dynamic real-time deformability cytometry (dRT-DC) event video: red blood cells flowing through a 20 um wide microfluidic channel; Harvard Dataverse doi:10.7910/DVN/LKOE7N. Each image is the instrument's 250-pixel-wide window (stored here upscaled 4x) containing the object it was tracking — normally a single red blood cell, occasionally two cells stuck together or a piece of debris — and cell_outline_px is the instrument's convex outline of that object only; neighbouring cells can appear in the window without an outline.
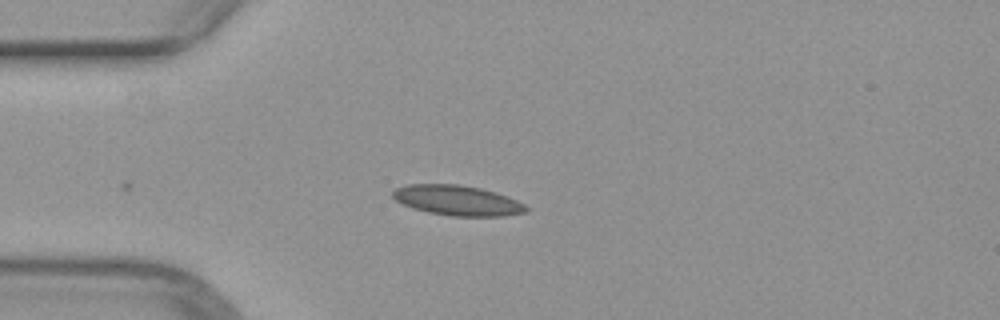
{"species": "common noctule bat (a hibernating species)", "species_latin": "Nyctalus noctula", "temperature_condition": "warm", "stored_images_in_passage": 21, "camera_frame_rate_fps": 3000, "um_per_image_px": 0.085, "animal": {"sex": "female", "body_mass_g": 29.2, "forearm_length_mm": 56.3}, "frame": {"image": 1, "passage_image": 1, "time_ms": 0.0, "image_size_px": [1000, 320], "cell_outline_px": [[528, 212], [504, 216], [452, 216], [428, 212], [412, 208], [396, 200], [392, 196], [392, 192], [396, 188], [408, 184], [460, 184], [480, 188], [496, 192], [508, 196], [524, 204], [528, 208]], "centroid_in_image_um": [38.9, 17.03], "position_along_channel_um": 46.1, "area_um2": 23.47}}
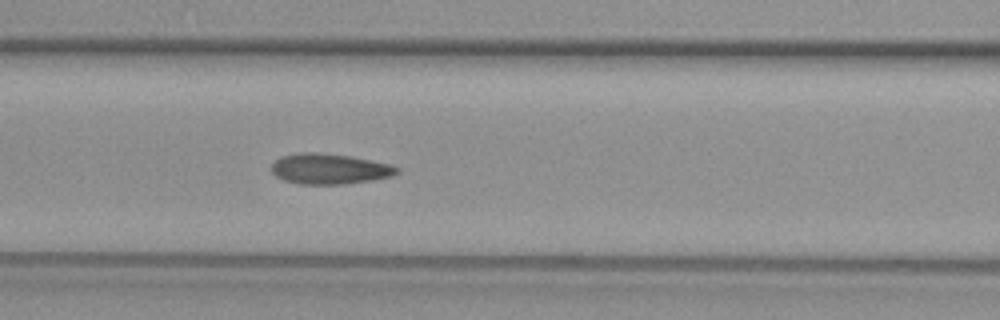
{"frame": {"image": 2, "passage_image": 9, "time_ms": 2.667, "image_size_px": [1000, 320], "cell_outline_px": [[400, 172], [392, 176], [372, 180], [344, 184], [300, 184], [284, 180], [276, 176], [272, 172], [272, 164], [280, 156], [300, 152], [316, 152], [352, 156], [388, 164], [400, 168]], "centroid_in_image_um": [28.01, 14.35], "position_along_channel_um": 138.6, "area_um2": 22.31}}
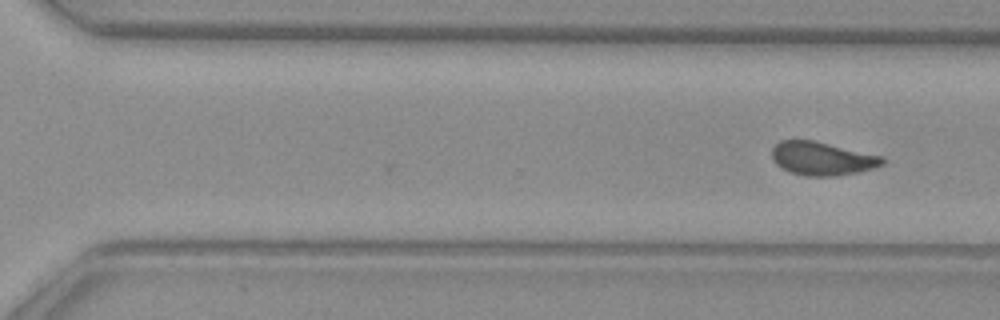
{"frame": {"image": 3, "passage_image": 21, "time_ms": 6.667, "image_size_px": [1000, 320], "cell_outline_px": [[884, 164], [872, 168], [856, 172], [832, 176], [808, 176], [792, 172], [776, 164], [772, 160], [772, 148], [780, 140], [812, 140], [884, 156]], "centroid_in_image_um": [69.88, 13.46], "position_along_channel_um": 300.7, "area_um2": 21.27}}